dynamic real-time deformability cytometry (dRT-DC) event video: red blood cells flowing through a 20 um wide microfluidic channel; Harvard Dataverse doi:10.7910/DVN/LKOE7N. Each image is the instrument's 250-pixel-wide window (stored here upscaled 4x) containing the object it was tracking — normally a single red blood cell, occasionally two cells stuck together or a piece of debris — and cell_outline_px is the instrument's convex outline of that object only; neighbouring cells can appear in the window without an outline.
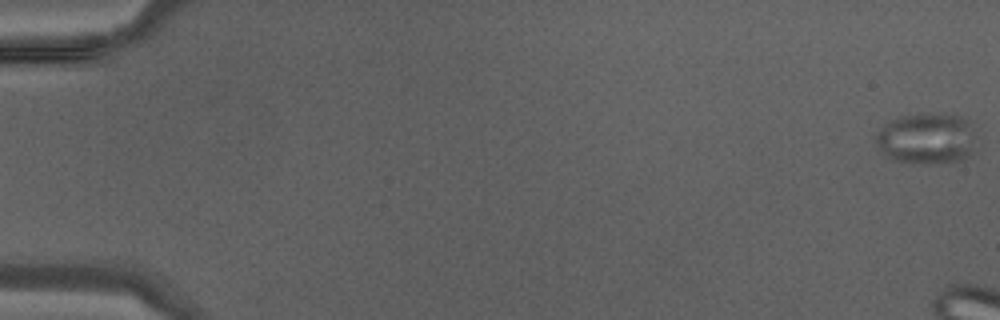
{"species": "Egyptian fruit bat (a non-hibernating species)", "species_latin": "Rousettus aegyptiacus", "temperature_condition": "warm", "stored_images_in_passage": 8, "camera_frame_rate_fps": 3000, "um_per_image_px": 0.085, "animal": {"sex": "male"}, "frame": {"image": 1, "passage_image": 1, "time_ms": 0.0, "image_size_px": [1000, 320], "cell_outline_px": [[972, 140], [968, 152], [964, 160], [928, 164], [908, 164], [896, 160], [888, 156], [880, 148], [876, 140], [876, 136], [884, 124], [888, 120], [900, 116], [964, 116], [972, 120]], "centroid_in_image_um": [78.73, 11.81], "position_along_channel_um": 6.3, "area_um2": 28.96}}